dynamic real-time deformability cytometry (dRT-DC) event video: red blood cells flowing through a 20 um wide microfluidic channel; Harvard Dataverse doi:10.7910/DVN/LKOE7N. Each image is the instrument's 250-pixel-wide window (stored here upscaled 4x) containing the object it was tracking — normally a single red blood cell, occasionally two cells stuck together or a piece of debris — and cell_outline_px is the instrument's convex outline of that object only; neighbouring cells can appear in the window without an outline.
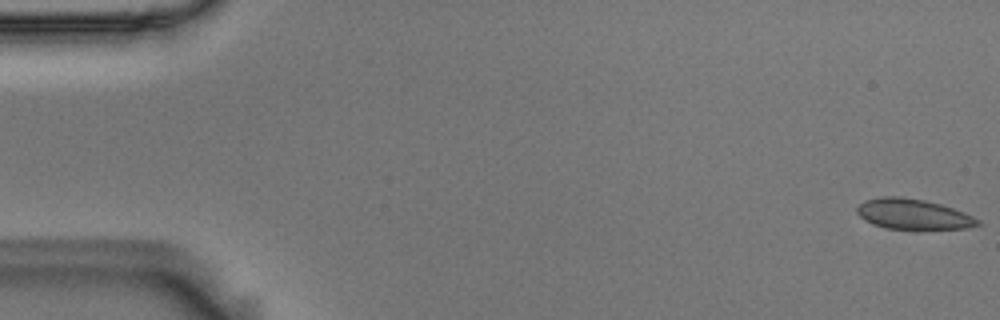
{"species": "Egyptian fruit bat (a non-hibernating species)", "species_latin": "Rousettus aegyptiacus", "temperature_condition": "room temperature", "stored_images_in_passage": 56, "camera_frame_rate_fps": 3000, "um_per_image_px": 0.085, "animal": {"sex": "male"}, "frame": {"image": 1, "passage_image": 1, "time_ms": 0.0, "image_size_px": [1000, 320], "cell_outline_px": [[984, 224], [964, 228], [888, 228], [872, 224], [864, 220], [856, 212], [856, 208], [864, 200], [884, 196], [900, 196], [924, 200], [940, 204], [964, 212], [980, 220]], "centroid_in_image_um": [77.6, 18.18], "position_along_channel_um": 7.4, "area_um2": 21.1}}
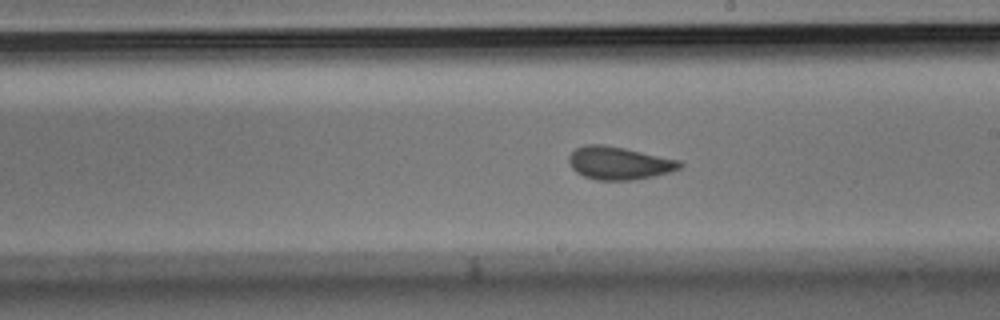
{"frame": {"image": 2, "passage_image": 31, "time_ms": 10.0, "image_size_px": [1000, 320], "cell_outline_px": [[684, 164], [680, 168], [668, 172], [652, 176], [632, 180], [596, 180], [584, 176], [576, 172], [568, 164], [568, 156], [576, 148], [584, 144], [604, 144], [624, 148], [680, 160]], "centroid_in_image_um": [52.58, 13.85], "position_along_channel_um": 236.4, "area_um2": 21.27}}
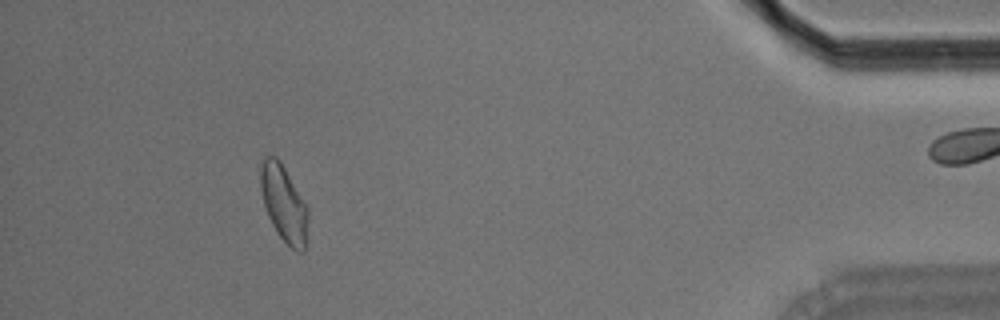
{"frame": {"image": 3, "passage_image": 50, "time_ms": 16.333, "image_size_px": [1000, 320], "cell_outline_px": [[308, 216], [304, 252], [296, 252], [276, 232], [268, 216], [264, 204], [260, 188], [260, 164], [264, 156], [276, 156], [280, 160], [308, 208]], "centroid_in_image_um": [24.11, 17.27], "position_along_channel_um": 411.1, "area_um2": 21.04}, "authors_computed_cell_mechanics": {"area_um2": 21.097, "velocity_mm_per_s": 3.6837, "shape_relaxation_time_tau1_ms": null, "shape_relaxation_time_tau2_ms": 1.175, "deformation_change_tau1": null, "deformation_change_tau2": 0.0495}}